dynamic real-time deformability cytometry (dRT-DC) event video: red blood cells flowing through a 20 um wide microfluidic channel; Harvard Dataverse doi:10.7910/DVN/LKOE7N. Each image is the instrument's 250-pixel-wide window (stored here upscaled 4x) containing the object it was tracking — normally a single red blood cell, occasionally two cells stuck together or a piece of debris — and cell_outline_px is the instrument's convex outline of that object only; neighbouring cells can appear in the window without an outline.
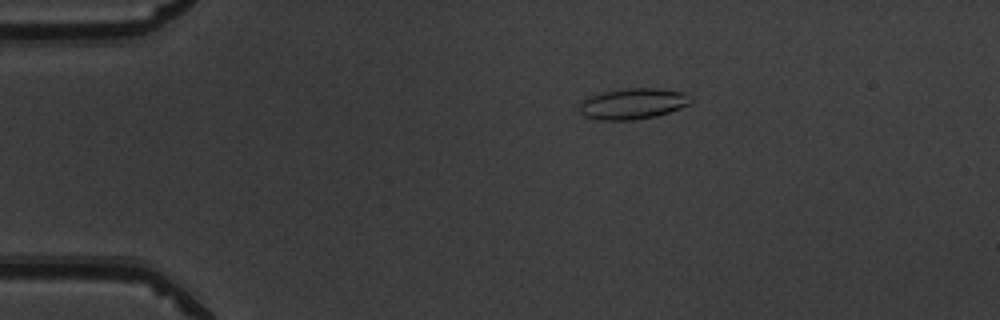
{"species": "common noctule bat (a hibernating species)", "species_latin": "Nyctalus noctula", "temperature_condition": "warm", "stored_images_in_passage": 42, "camera_frame_rate_fps": 3000, "um_per_image_px": 0.085, "animal": {"sex": "male", "body_mass_g": 19.5, "forearm_length_mm": 54.6}, "frame": {"image": 1, "passage_image": 1, "time_ms": 0.0, "image_size_px": [1000, 320], "cell_outline_px": [[692, 100], [688, 104], [680, 108], [656, 116], [632, 120], [600, 120], [584, 116], [580, 112], [580, 104], [588, 96], [604, 92], [628, 88], [656, 88], [684, 92], [692, 96]], "centroid_in_image_um": [53.81, 8.81], "position_along_channel_um": 31.2, "area_um2": 19.94}}
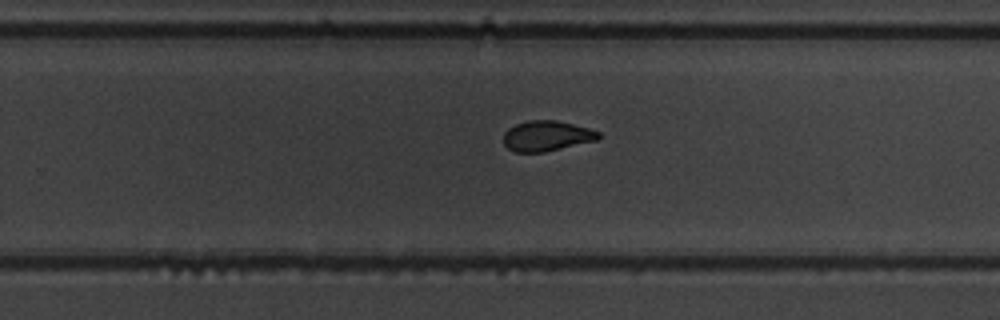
{"frame": {"image": 2, "passage_image": 24, "time_ms": 7.667, "image_size_px": [1000, 320], "cell_outline_px": [[600, 136], [596, 140], [544, 152], [512, 152], [504, 144], [504, 132], [508, 128], [516, 124], [528, 120], [556, 120], [588, 128], [600, 132]], "centroid_in_image_um": [46.43, 11.55], "position_along_channel_um": 283.4, "area_um2": 16.7}}
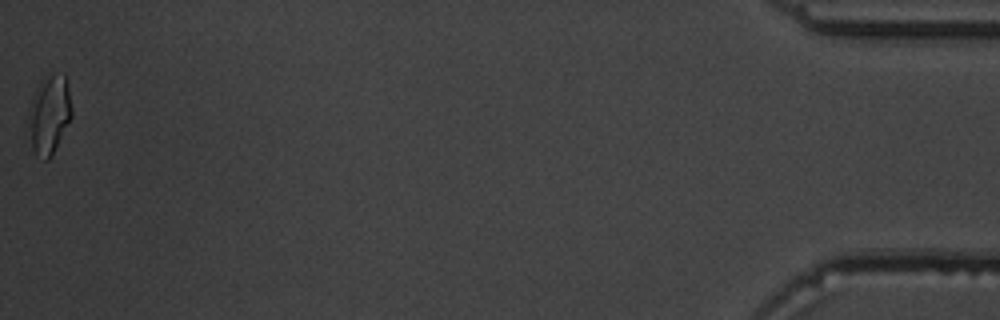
{"frame": {"image": 3, "passage_image": 42, "time_ms": 13.667, "image_size_px": [1000, 320], "cell_outline_px": [[72, 116], [48, 160], [44, 160], [36, 156], [32, 148], [28, 116], [28, 112], [32, 96], [40, 80], [44, 76], [52, 72], [64, 72], [68, 88], [72, 108]], "centroid_in_image_um": [4.18, 9.66], "position_along_channel_um": 431.0, "area_um2": 19.88}, "authors_computed_cell_mechanics": {"area_um2": 17.6868, "velocity_mm_per_s": 4.0092, "shape_relaxation_time_tau1_ms": 4.5841, "shape_relaxation_time_tau2_ms": 1.508, "deformation_change_tau1": 0.1621, "deformation_change_tau2": 0.0702}}